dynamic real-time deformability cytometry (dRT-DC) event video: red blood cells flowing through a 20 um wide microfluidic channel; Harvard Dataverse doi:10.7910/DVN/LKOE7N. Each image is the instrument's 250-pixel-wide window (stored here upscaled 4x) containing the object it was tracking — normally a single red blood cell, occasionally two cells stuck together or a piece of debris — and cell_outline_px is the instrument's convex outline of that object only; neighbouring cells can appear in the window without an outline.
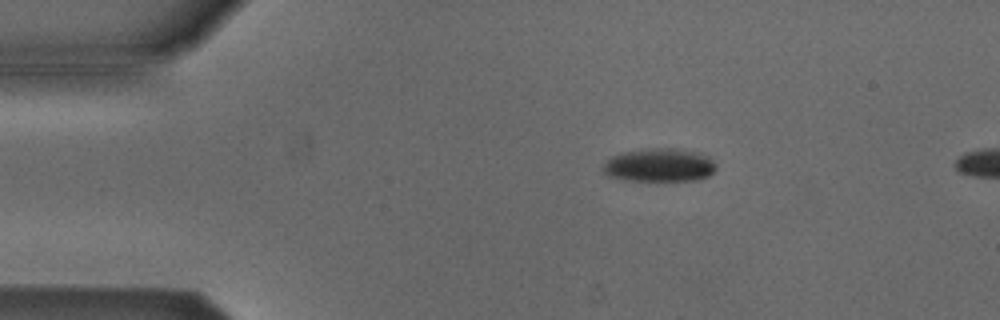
{"species": "Egyptian fruit bat (a non-hibernating species)", "species_latin": "Rousettus aegyptiacus", "temperature_condition": "cold", "stored_images_in_passage": 4, "camera_frame_rate_fps": 3000, "um_per_image_px": 0.085, "animal": {"sex": "male"}, "frame": {"image": 1, "passage_image": 3, "time_ms": 3.0, "image_size_px": [1000, 320], "cell_outline_px": [[716, 168], [708, 176], [696, 180], [624, 180], [608, 176], [600, 168], [612, 156], [620, 152], [660, 148], [676, 148], [700, 152], [712, 156], [716, 164]], "centroid_in_image_um": [56.08, 14.02], "position_along_channel_um": 28.9, "area_um2": 22.14}}